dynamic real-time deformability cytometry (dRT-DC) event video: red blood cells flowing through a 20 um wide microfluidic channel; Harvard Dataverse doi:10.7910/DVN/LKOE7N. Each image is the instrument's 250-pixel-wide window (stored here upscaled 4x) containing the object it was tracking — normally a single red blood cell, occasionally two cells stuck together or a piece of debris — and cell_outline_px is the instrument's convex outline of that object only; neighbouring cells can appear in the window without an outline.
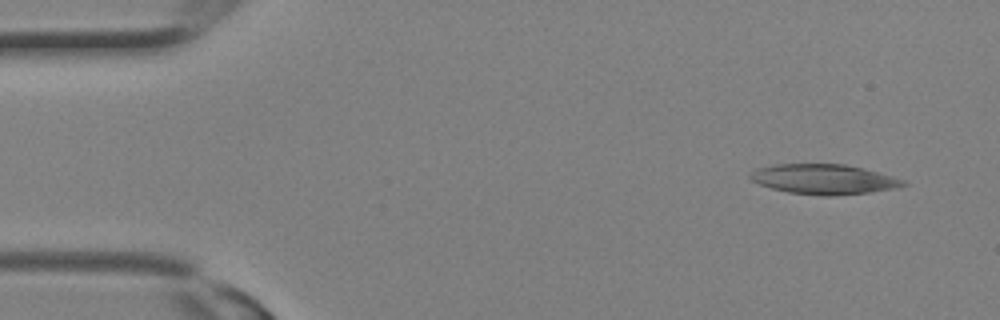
{"species": "Egyptian fruit bat (a non-hibernating species)", "species_latin": "Rousettus aegyptiacus", "temperature_condition": "room temperature", "stored_images_in_passage": 13, "camera_frame_rate_fps": 3000, "um_per_image_px": 0.085, "animal": {"sex": "female"}, "frame": {"image": 1, "passage_image": 1, "time_ms": 0.0, "image_size_px": [1000, 320], "cell_outline_px": [[908, 184], [900, 188], [868, 192], [832, 196], [824, 196], [788, 192], [772, 188], [760, 184], [752, 180], [748, 176], [756, 168], [776, 164], [844, 164], [864, 168], [892, 176], [904, 180]], "centroid_in_image_um": [70.06, 15.23], "position_along_channel_um": 14.9, "area_um2": 26.7}}
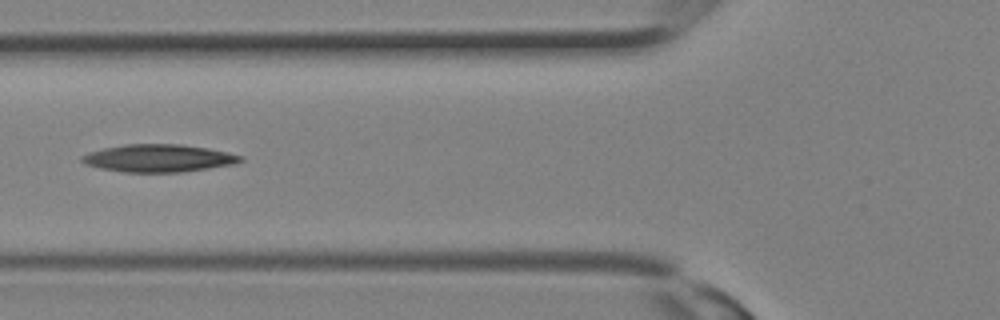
{"frame": {"image": 2, "passage_image": 10, "time_ms": 3.0, "image_size_px": [1000, 320], "cell_outline_px": [[244, 160], [236, 164], [184, 172], [124, 172], [100, 168], [84, 164], [80, 160], [80, 156], [88, 152], [104, 148], [124, 144], [180, 144], [208, 148], [228, 152], [244, 156]], "centroid_in_image_um": [13.5, 13.44], "position_along_channel_um": 112.3, "area_um2": 25.78}}
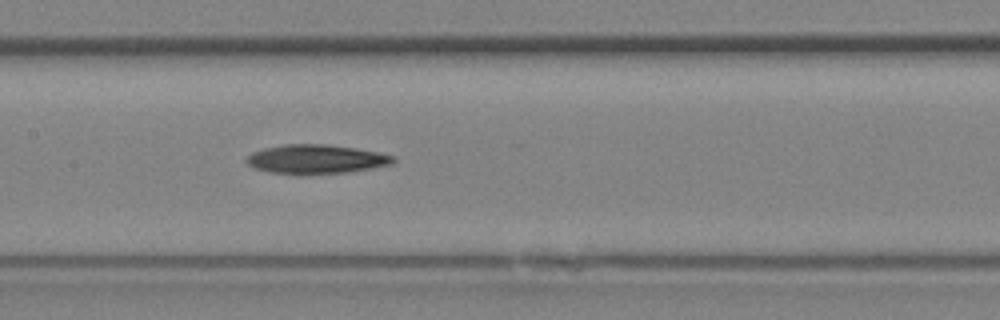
{"frame": {"image": 3, "passage_image": 13, "time_ms": 4.0, "image_size_px": [1000, 320], "cell_outline_px": [[396, 160], [392, 164], [372, 168], [348, 172], [304, 176], [300, 176], [268, 172], [252, 168], [248, 164], [248, 156], [252, 152], [264, 148], [284, 144], [328, 144], [376, 152], [396, 156]], "centroid_in_image_um": [26.84, 13.56], "position_along_channel_um": 180.6, "area_um2": 25.32}}